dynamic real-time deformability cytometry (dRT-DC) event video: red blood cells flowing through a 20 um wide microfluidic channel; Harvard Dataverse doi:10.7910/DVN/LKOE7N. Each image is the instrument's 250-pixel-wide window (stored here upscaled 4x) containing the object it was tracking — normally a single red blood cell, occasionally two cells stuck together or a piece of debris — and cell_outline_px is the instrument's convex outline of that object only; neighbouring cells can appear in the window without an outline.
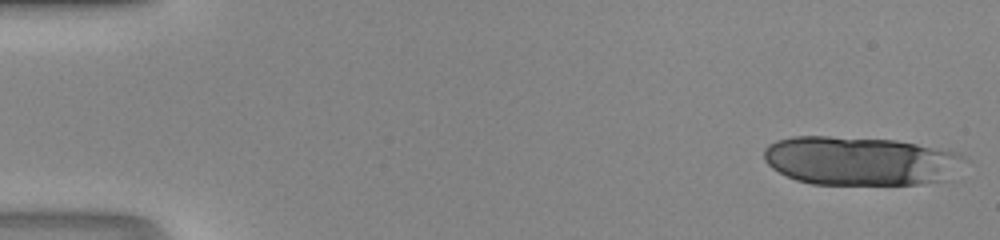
{"species": "human", "species_latin": "Homo sapiens", "temperature_condition": "room temperature", "stored_images_in_passage": 15, "camera_frame_rate_fps": 3000, "um_per_image_px": 0.085, "donor": {"sex": "male"}, "frame": {"image": 1, "passage_image": 1, "time_ms": 0.0, "image_size_px": [1000, 240], "cell_outline_px": [[972, 160], [948, 180], [920, 184], [812, 184], [796, 180], [772, 168], [764, 160], [764, 148], [768, 144], [776, 140], [792, 136], [828, 136], [896, 140], [960, 152]], "centroid_in_image_um": [73.23, 13.67], "position_along_channel_um": 11.8, "area_um2": 57.97}}
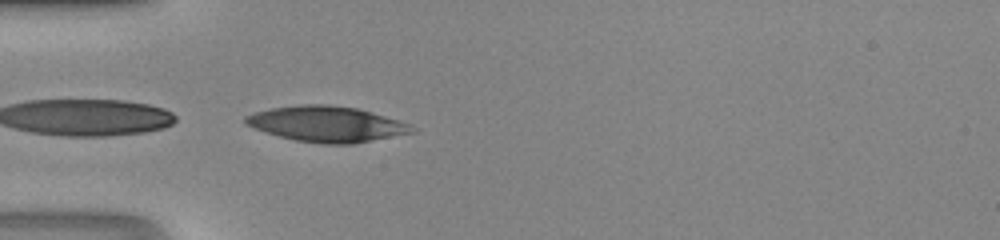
{"frame": {"image": 2, "passage_image": 15, "time_ms": 4.667, "image_size_px": [1000, 240], "cell_outline_px": [[416, 132], [352, 144], [324, 144], [296, 140], [280, 136], [244, 124], [244, 116], [252, 112], [272, 108], [300, 104], [328, 104], [356, 108], [372, 112], [408, 124], [416, 128]], "centroid_in_image_um": [27.76, 10.53], "position_along_channel_um": 57.2, "area_um2": 34.33}}